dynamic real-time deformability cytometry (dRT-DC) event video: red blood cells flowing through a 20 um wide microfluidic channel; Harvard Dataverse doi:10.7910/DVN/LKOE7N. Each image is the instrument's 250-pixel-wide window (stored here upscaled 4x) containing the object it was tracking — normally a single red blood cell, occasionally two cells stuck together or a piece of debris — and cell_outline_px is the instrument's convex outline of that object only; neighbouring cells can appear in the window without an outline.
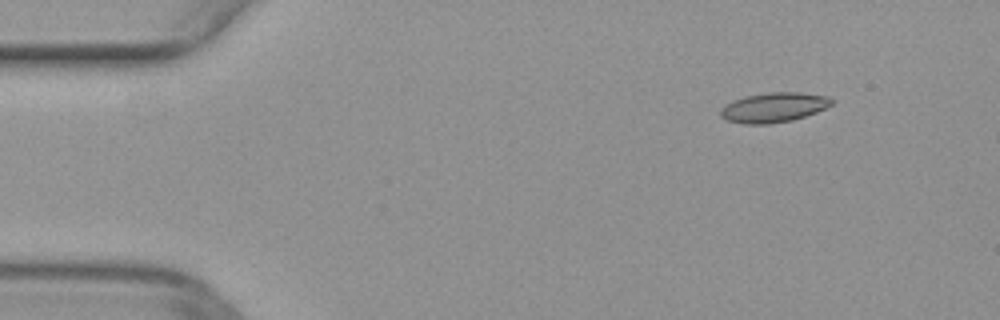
{"species": "common noctule bat (a hibernating species)", "species_latin": "Nyctalus noctula", "temperature_condition": "warm", "stored_images_in_passage": 10, "camera_frame_rate_fps": 3000, "um_per_image_px": 0.085, "animal": {"sex": "female", "body_mass_g": 29.2, "forearm_length_mm": 56.3}, "frame": {"image": 1, "passage_image": 2, "time_ms": 0.333, "image_size_px": [1000, 320], "cell_outline_px": [[832, 104], [816, 112], [792, 120], [768, 124], [744, 124], [728, 120], [720, 116], [720, 108], [724, 104], [732, 100], [748, 96], [768, 92], [796, 92], [828, 96], [832, 100]], "centroid_in_image_um": [65.72, 9.13], "position_along_channel_um": 19.3, "area_um2": 19.13}}